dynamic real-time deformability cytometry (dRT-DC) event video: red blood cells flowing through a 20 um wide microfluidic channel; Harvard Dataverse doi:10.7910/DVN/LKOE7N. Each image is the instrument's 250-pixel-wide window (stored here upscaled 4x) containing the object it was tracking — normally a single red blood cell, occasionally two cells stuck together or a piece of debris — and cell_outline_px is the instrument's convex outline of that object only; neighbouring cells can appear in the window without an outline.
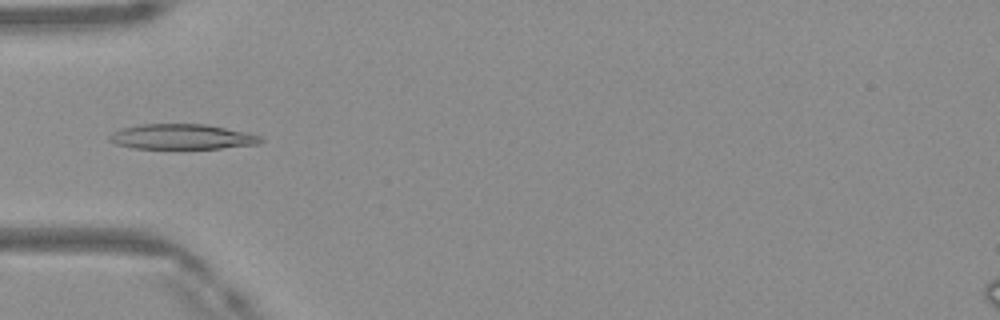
{"species": "Egyptian fruit bat (a non-hibernating species)", "species_latin": "Rousettus aegyptiacus", "temperature_condition": "warm", "stored_images_in_passage": 45, "camera_frame_rate_fps": 3000, "um_per_image_px": 0.085, "frame": {"image": 1, "passage_image": 12, "time_ms": 3.667, "image_size_px": [1000, 320], "cell_outline_px": [[264, 140], [260, 144], [220, 148], [136, 148], [116, 144], [108, 140], [108, 136], [112, 132], [124, 128], [140, 124], [204, 124], [248, 132], [260, 136]], "centroid_in_image_um": [15.49, 11.62], "position_along_channel_um": 69.5, "area_um2": 22.08}}
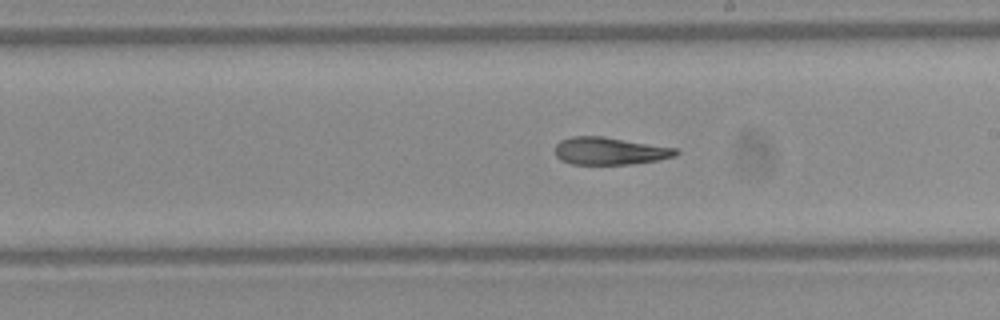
{"frame": {"image": 2, "passage_image": 24, "time_ms": 7.667, "image_size_px": [1000, 320], "cell_outline_px": [[680, 152], [676, 156], [656, 160], [628, 164], [572, 164], [560, 160], [556, 156], [556, 144], [560, 140], [572, 136], [600, 136], [676, 148]], "centroid_in_image_um": [51.8, 12.83], "position_along_channel_um": 237.2, "area_um2": 19.13}}
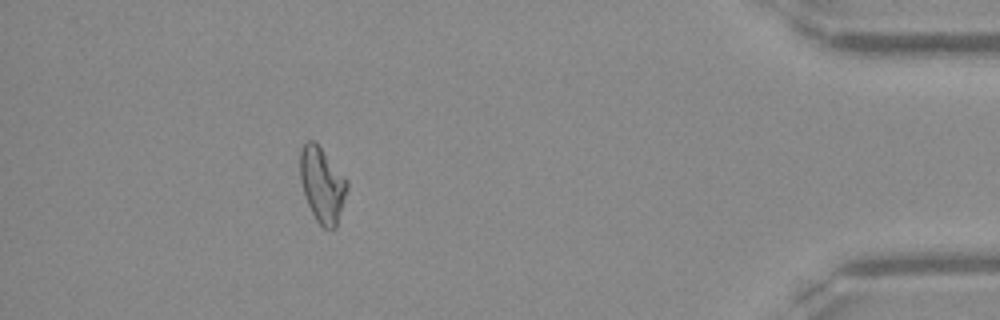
{"frame": {"image": 3, "passage_image": 40, "time_ms": 13.0, "image_size_px": [1000, 320], "cell_outline_px": [[348, 188], [336, 228], [324, 228], [316, 220], [308, 204], [300, 180], [300, 148], [308, 140], [312, 140], [320, 148], [348, 180]], "centroid_in_image_um": [27.39, 15.71], "position_along_channel_um": 407.8, "area_um2": 20.23}, "authors_computed_cell_mechanics": {"area_um2": 20.5768, "velocity_mm_per_s": 4.1741, "shape_relaxation_time_tau1_ms": null, "shape_relaxation_time_tau2_ms": 3.8005, "deformation_change_tau1": null, "deformation_change_tau2": 0.1283}}